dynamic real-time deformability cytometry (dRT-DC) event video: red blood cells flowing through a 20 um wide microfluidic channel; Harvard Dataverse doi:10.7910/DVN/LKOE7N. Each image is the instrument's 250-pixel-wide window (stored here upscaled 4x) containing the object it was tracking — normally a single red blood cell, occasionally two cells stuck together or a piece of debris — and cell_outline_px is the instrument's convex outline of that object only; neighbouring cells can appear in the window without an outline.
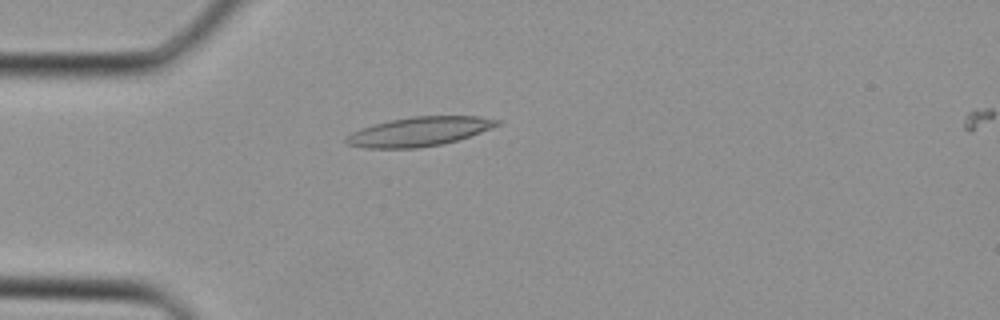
{"species": "Egyptian fruit bat (a non-hibernating species)", "species_latin": "Rousettus aegyptiacus", "temperature_condition": "cold", "stored_images_in_passage": 27, "camera_frame_rate_fps": 3000, "um_per_image_px": 0.085, "animal": {"sex": "female"}, "frame": {"image": 1, "passage_image": 1, "time_ms": 0.0, "image_size_px": [1000, 320], "cell_outline_px": [[504, 120], [500, 124], [492, 128], [444, 144], [416, 148], [364, 148], [348, 144], [344, 140], [352, 132], [360, 128], [372, 124], [412, 116], [480, 116]], "centroid_in_image_um": [35.65, 11.17], "position_along_channel_um": 49.3, "area_um2": 25.66}}
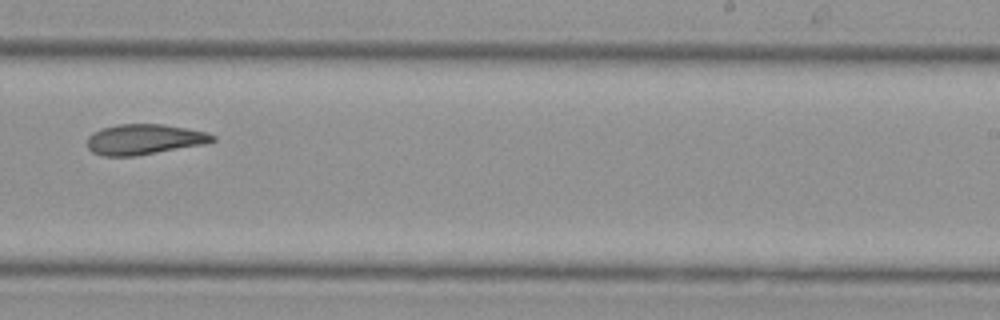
{"frame": {"image": 2, "passage_image": 14, "time_ms": 4.333, "image_size_px": [1000, 320], "cell_outline_px": [[216, 140], [204, 144], [136, 156], [104, 156], [92, 152], [88, 148], [88, 136], [92, 132], [100, 128], [116, 124], [164, 124], [188, 128], [208, 132], [216, 136]], "centroid_in_image_um": [12.26, 11.83], "position_along_channel_um": 276.7, "area_um2": 22.43}}
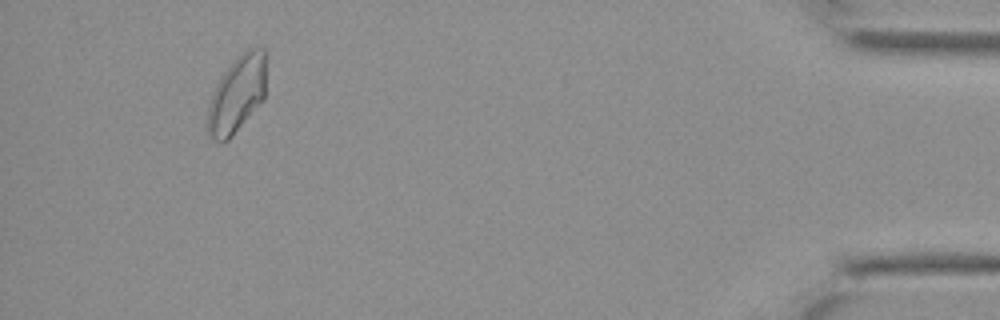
{"frame": {"image": 3, "passage_image": 25, "time_ms": 8.0, "image_size_px": [1000, 320], "cell_outline_px": [[264, 100], [232, 136], [228, 140], [216, 140], [208, 132], [208, 104], [216, 84], [228, 64], [244, 52], [252, 48], [264, 48]], "centroid_in_image_um": [20.13, 8.01], "position_along_channel_um": 415.1, "area_um2": 25.66}}